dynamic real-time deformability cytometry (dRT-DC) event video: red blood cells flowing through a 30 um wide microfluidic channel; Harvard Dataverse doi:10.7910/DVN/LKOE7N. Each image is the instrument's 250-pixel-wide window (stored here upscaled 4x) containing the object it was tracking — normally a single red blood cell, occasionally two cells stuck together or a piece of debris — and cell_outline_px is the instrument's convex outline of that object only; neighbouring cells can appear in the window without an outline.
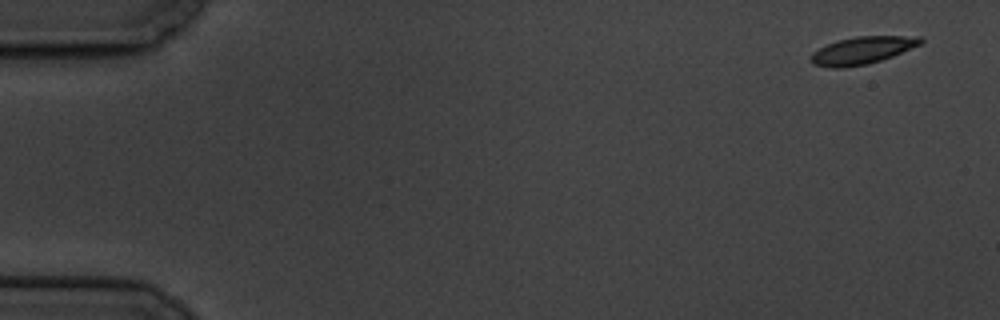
{"species": "common noctule bat (a hibernating species)", "species_latin": "Nyctalus noctula", "temperature_condition": "cold", "stored_images_in_passage": 9, "camera_frame_rate_fps": 3000, "um_per_image_px": 0.085, "animal": {"sex": "male", "body_mass_g": 19.5, "forearm_length_mm": 54.6}, "frame": {"image": 1, "passage_image": 1, "time_ms": 0.0, "image_size_px": [1000, 320], "cell_outline_px": [[924, 40], [920, 44], [892, 56], [868, 64], [844, 68], [828, 68], [812, 64], [808, 60], [812, 52], [828, 44], [840, 40], [856, 36], [920, 36]], "centroid_in_image_um": [73.24, 4.3], "position_along_channel_um": 11.8, "area_um2": 17.51}}
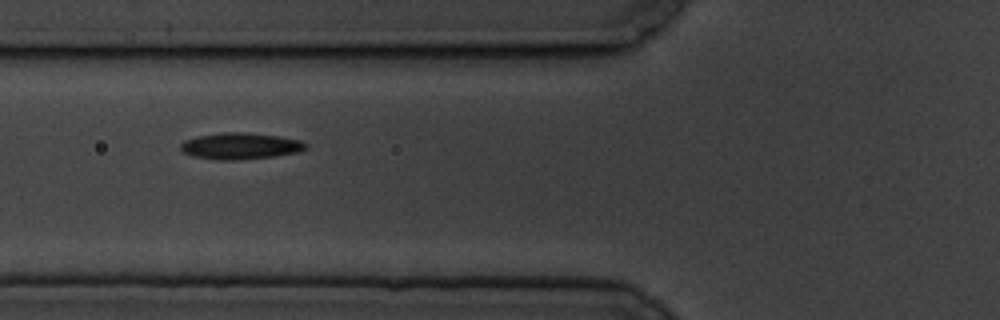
{"frame": {"image": 2, "passage_image": 7, "time_ms": 6.667, "image_size_px": [1000, 320], "cell_outline_px": [[308, 148], [300, 152], [276, 156], [232, 160], [220, 160], [192, 156], [180, 152], [180, 144], [184, 140], [196, 136], [224, 132], [244, 132], [280, 136], [300, 140], [308, 144]], "centroid_in_image_um": [20.43, 12.41], "position_along_channel_um": 105.4, "area_um2": 19.54}}
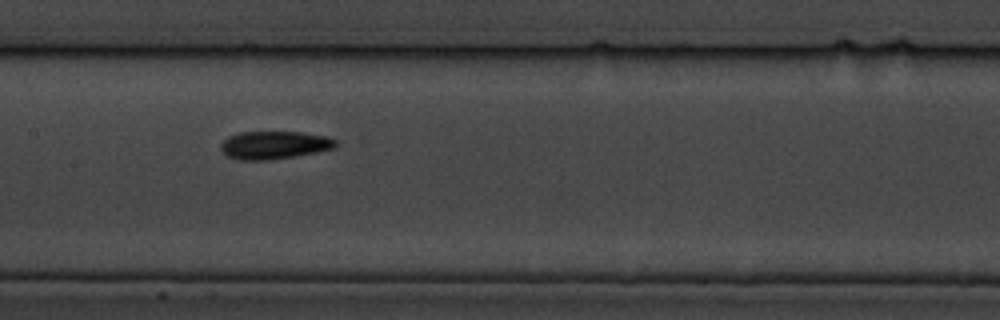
{"frame": {"image": 3, "passage_image": 9, "time_ms": 9.0, "image_size_px": [1000, 320], "cell_outline_px": [[336, 148], [316, 152], [268, 160], [240, 160], [228, 156], [220, 148], [220, 144], [228, 136], [240, 132], [304, 132], [328, 136], [336, 140]], "centroid_in_image_um": [23.32, 12.32], "position_along_channel_um": 184.1, "area_um2": 18.67}}